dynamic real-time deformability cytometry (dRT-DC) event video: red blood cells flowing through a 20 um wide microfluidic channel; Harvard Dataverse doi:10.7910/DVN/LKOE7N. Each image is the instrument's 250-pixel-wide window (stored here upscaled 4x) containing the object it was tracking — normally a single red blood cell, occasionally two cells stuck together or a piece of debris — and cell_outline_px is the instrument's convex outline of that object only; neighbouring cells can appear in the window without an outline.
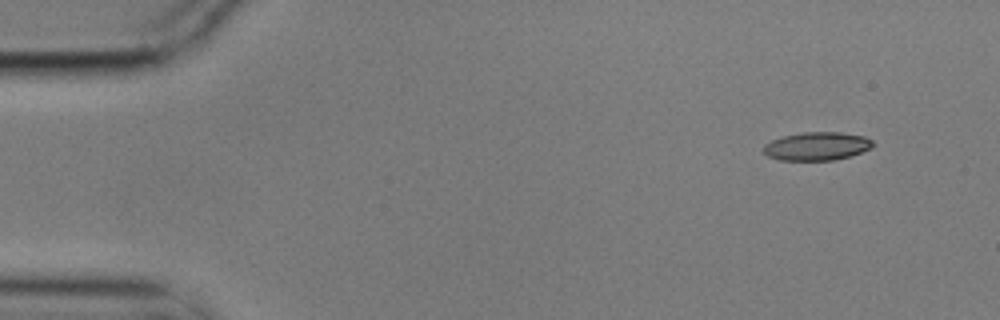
{"species": "common noctule bat (a hibernating species)", "species_latin": "Nyctalus noctula", "temperature_condition": "cold", "stored_images_in_passage": 3, "camera_frame_rate_fps": 3000, "um_per_image_px": 0.085, "animal": {"sex": "male", "body_mass_g": 17.9}, "frame": {"image": 1, "passage_image": 1, "time_ms": 0.0, "image_size_px": [1000, 320], "cell_outline_px": [[876, 144], [872, 148], [848, 156], [832, 160], [780, 160], [768, 156], [764, 152], [764, 144], [772, 140], [784, 136], [804, 132], [840, 132], [864, 136], [872, 140]], "centroid_in_image_um": [69.45, 12.42], "position_along_channel_um": 15.5, "area_um2": 17.92}}